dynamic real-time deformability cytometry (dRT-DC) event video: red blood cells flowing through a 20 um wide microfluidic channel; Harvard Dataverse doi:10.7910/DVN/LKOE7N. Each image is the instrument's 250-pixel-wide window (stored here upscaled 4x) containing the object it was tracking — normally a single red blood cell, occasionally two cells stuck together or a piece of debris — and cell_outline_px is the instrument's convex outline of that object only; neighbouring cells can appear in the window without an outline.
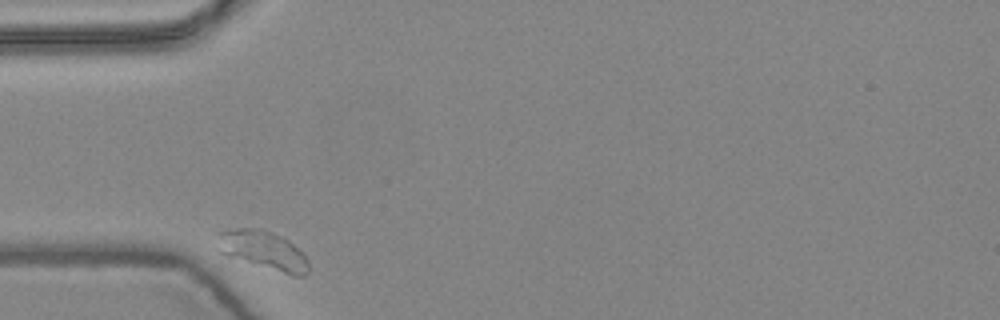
{"species": "common noctule bat (a hibernating species)", "species_latin": "Nyctalus noctula", "temperature_condition": "warm", "stored_images_in_passage": 2, "camera_frame_rate_fps": 3000, "um_per_image_px": 0.085, "animal": {"sex": "female", "body_mass_g": 24.6, "forearm_length_mm": 56.2}, "frame": {"image": 1, "passage_image": 1, "time_ms": 0.0, "image_size_px": [1000, 320], "cell_outline_px": [[308, 272], [304, 276], [292, 276], [228, 256], [220, 252], [220, 232], [236, 228], [264, 228], [288, 240], [304, 252], [308, 260]], "centroid_in_image_um": [22.47, 21.28], "position_along_channel_um": 62.5, "area_um2": 20.4}}